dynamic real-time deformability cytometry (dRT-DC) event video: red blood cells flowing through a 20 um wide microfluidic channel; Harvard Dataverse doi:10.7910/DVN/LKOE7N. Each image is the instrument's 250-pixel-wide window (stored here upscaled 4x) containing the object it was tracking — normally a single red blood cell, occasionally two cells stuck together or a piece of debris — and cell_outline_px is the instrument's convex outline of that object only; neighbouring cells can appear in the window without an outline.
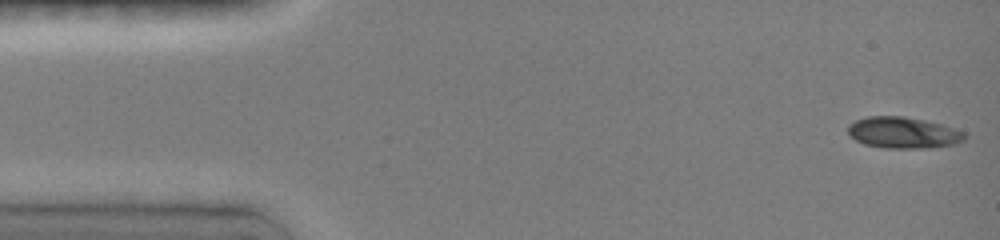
{"species": "common noctule bat (a hibernating species)", "species_latin": "Nyctalus noctula", "temperature_condition": "room temperature", "stored_images_in_passage": 8, "camera_frame_rate_fps": 3000, "um_per_image_px": 0.085, "animal": {"sex": "female", "body_mass_g": 19.0, "forearm_length_mm": 51.5}, "frame": {"image": 1, "passage_image": 1, "time_ms": 0.0, "image_size_px": [1000, 240], "cell_outline_px": [[964, 140], [956, 144], [928, 148], [884, 148], [864, 144], [856, 140], [848, 132], [848, 124], [856, 120], [868, 116], [904, 116], [944, 124], [964, 132]], "centroid_in_image_um": [76.78, 11.27], "position_along_channel_um": 8.2, "area_um2": 21.33}}
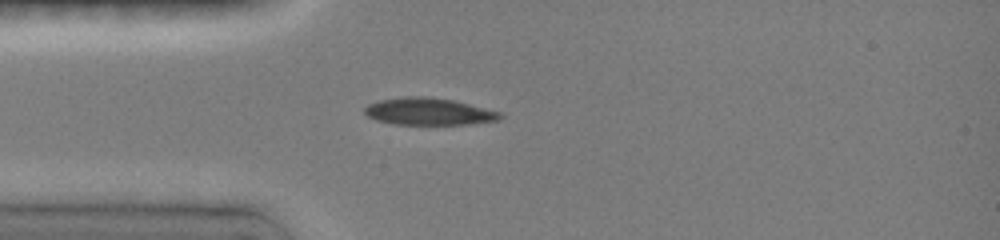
{"frame": {"image": 2, "passage_image": 5, "time_ms": 3.667, "image_size_px": [1000, 240], "cell_outline_px": [[504, 116], [500, 120], [468, 124], [392, 124], [376, 120], [368, 116], [364, 112], [364, 108], [368, 104], [380, 100], [404, 96], [424, 96], [452, 100], [500, 112]], "centroid_in_image_um": [36.42, 9.48], "position_along_channel_um": 48.6, "area_um2": 21.27}}